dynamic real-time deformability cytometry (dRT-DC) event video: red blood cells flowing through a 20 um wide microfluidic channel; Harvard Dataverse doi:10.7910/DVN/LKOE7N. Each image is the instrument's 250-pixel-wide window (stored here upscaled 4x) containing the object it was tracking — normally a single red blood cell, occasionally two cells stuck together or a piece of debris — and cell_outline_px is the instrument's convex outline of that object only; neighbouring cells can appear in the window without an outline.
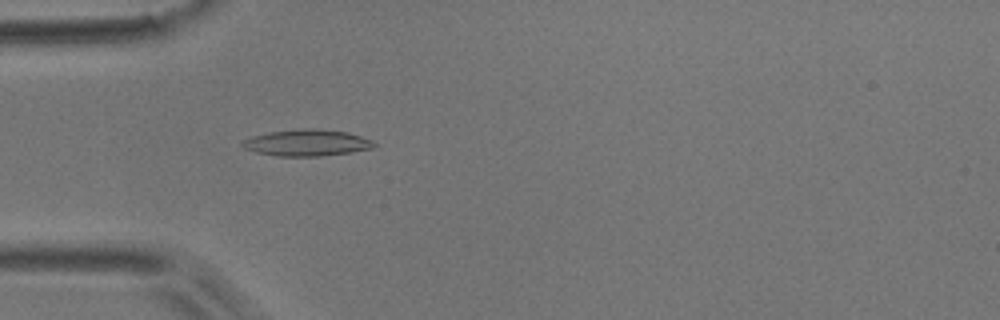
{"species": "common noctule bat (a hibernating species)", "species_latin": "Nyctalus noctula", "temperature_condition": "room temperature", "stored_images_in_passage": 42, "camera_frame_rate_fps": 3000, "um_per_image_px": 0.085, "animal": {"sex": "male", "body_mass_g": 17.9}, "frame": {"image": 1, "passage_image": 6, "time_ms": 1.667, "image_size_px": [1000, 320], "cell_outline_px": [[376, 148], [352, 152], [320, 156], [276, 156], [256, 152], [244, 148], [240, 144], [244, 140], [252, 136], [268, 132], [304, 128], [316, 128], [348, 132], [372, 140], [376, 144]], "centroid_in_image_um": [26.11, 12.13], "position_along_channel_um": 58.9, "area_um2": 20.46}}
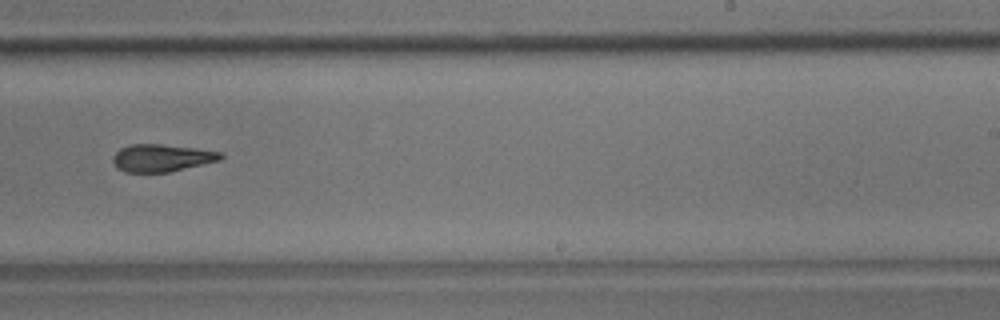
{"frame": {"image": 2, "passage_image": 23, "time_ms": 7.333, "image_size_px": [1000, 320], "cell_outline_px": [[224, 156], [220, 160], [168, 172], [124, 172], [116, 168], [112, 160], [112, 156], [120, 148], [132, 144], [160, 144], [192, 148], [220, 152]], "centroid_in_image_um": [13.68, 13.43], "position_along_channel_um": 275.3, "area_um2": 17.05}}
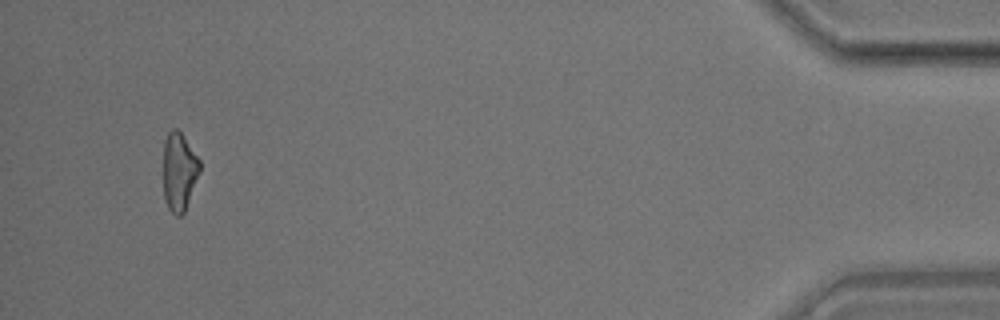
{"frame": {"image": 3, "passage_image": 40, "time_ms": 13.0, "image_size_px": [1000, 320], "cell_outline_px": [[200, 172], [184, 212], [180, 216], [176, 216], [168, 208], [164, 200], [164, 140], [168, 132], [172, 128], [176, 128], [180, 132], [200, 160]], "centroid_in_image_um": [15.22, 14.59], "position_along_channel_um": 420.0, "area_um2": 16.53}, "authors_computed_cell_mechanics": {"area_um2": 17.7446, "velocity_mm_per_s": 3.8642, "shape_relaxation_time_tau1_ms": 7.7736, "shape_relaxation_time_tau2_ms": 4.0157, "deformation_change_tau1": 0.1975, "deformation_change_tau2": 0.1368}}